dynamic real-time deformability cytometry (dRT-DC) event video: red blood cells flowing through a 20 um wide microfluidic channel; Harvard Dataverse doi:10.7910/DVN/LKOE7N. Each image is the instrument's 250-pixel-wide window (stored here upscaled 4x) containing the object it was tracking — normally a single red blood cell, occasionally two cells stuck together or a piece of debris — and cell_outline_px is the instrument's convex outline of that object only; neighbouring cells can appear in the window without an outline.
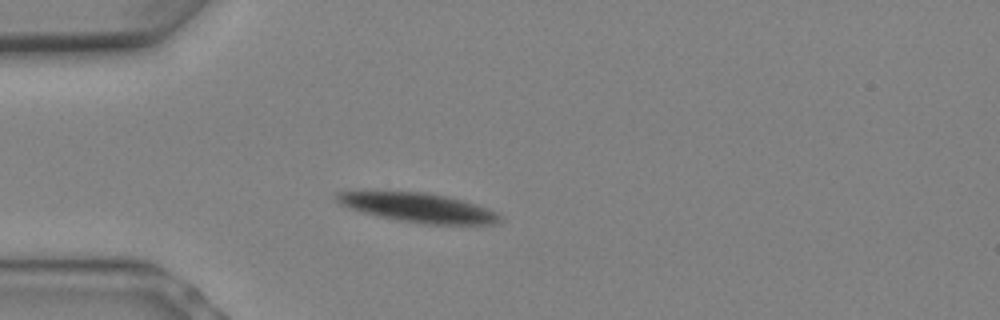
{"species": "Egyptian fruit bat (a non-hibernating species)", "species_latin": "Rousettus aegyptiacus", "temperature_condition": "warm", "stored_images_in_passage": 4, "camera_frame_rate_fps": 3000, "um_per_image_px": 0.085, "animal": {"sex": "female"}, "frame": {"image": 1, "passage_image": 2, "time_ms": 0.333, "image_size_px": [1000, 320], "cell_outline_px": [[500, 220], [496, 224], [432, 224], [400, 220], [380, 216], [352, 208], [336, 200], [336, 192], [424, 192], [448, 196], [464, 200], [488, 208], [496, 212], [500, 216]], "centroid_in_image_um": [35.66, 17.64], "position_along_channel_um": 49.3, "area_um2": 26.99}}
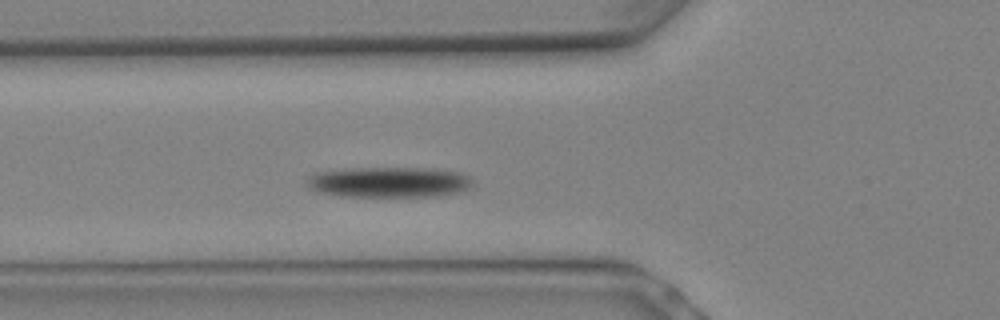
{"frame": {"image": 2, "passage_image": 4, "time_ms": 1.0, "image_size_px": [1000, 320], "cell_outline_px": [[476, 184], [460, 192], [436, 196], [340, 196], [316, 192], [308, 188], [304, 180], [308, 176], [316, 172], [348, 168], [432, 168], [460, 172], [468, 176]], "centroid_in_image_um": [33.03, 15.48], "position_along_channel_um": 92.8, "area_um2": 29.94}}